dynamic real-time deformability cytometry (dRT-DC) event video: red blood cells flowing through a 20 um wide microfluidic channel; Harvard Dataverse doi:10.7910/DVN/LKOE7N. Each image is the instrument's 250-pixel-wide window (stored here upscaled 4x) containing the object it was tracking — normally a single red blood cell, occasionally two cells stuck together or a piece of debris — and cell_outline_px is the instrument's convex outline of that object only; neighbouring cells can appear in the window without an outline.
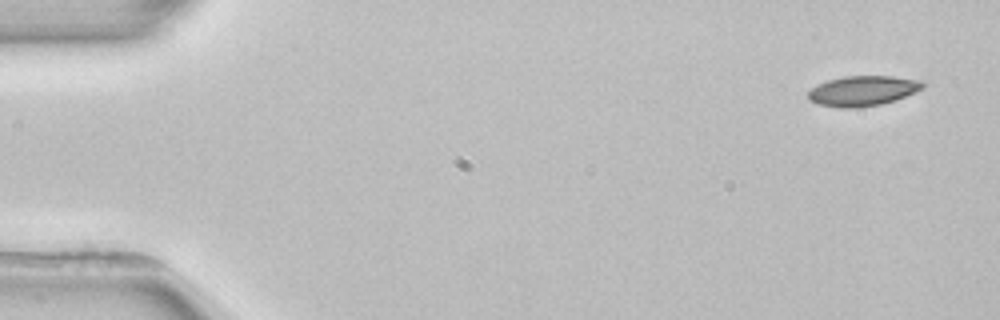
{"species": "common noctule bat (a hibernating species)", "species_latin": "Nyctalus noctula", "temperature_condition": "room temperature", "stored_images_in_passage": 4, "camera_frame_rate_fps": 3000, "um_per_image_px": 0.085, "animal": {"sex": "female", "body_mass_g": 22.7, "forearm_length_mm": 54.2}, "frame": {"image": 1, "passage_image": 1, "time_ms": 0.0, "image_size_px": [1000, 320], "cell_outline_px": [[924, 88], [896, 100], [880, 104], [856, 108], [840, 108], [820, 104], [808, 100], [808, 92], [816, 84], [828, 80], [844, 76], [892, 76], [920, 80], [924, 84]], "centroid_in_image_um": [73.32, 7.72], "position_along_channel_um": 11.7, "area_um2": 20.11}}
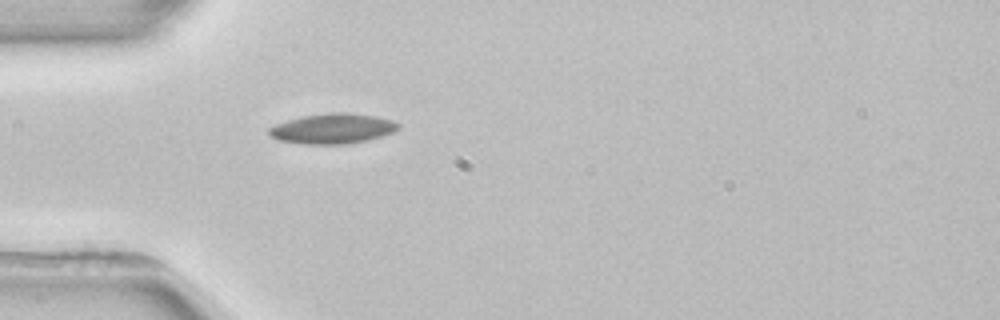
{"frame": {"image": 2, "passage_image": 4, "time_ms": 4.333, "image_size_px": [1000, 320], "cell_outline_px": [[400, 128], [392, 132], [368, 140], [344, 144], [304, 144], [276, 140], [268, 132], [268, 128], [276, 124], [288, 120], [304, 116], [332, 112], [348, 112], [376, 116], [392, 120], [400, 124]], "centroid_in_image_um": [28.27, 10.93], "position_along_channel_um": 56.7, "area_um2": 22.66}}